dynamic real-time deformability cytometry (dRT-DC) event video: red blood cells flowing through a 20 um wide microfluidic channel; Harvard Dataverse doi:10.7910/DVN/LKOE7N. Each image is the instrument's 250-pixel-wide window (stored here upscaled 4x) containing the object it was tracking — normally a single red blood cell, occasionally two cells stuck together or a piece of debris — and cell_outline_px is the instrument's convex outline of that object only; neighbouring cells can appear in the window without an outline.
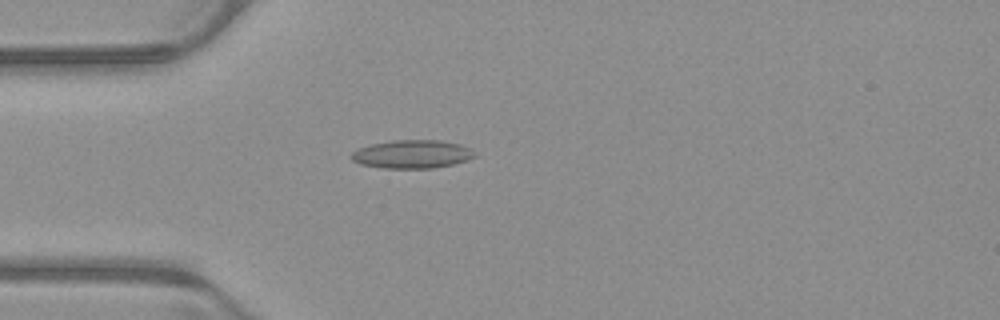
{"species": "common noctule bat (a hibernating species)", "species_latin": "Nyctalus noctula", "temperature_condition": "warm", "stored_images_in_passage": 52, "camera_frame_rate_fps": 3000, "um_per_image_px": 0.085, "animal": {"sex": "male", "body_mass_g": 23.1, "forearm_length_mm": 52.7}, "frame": {"image": 1, "passage_image": 14, "time_ms": 4.333, "image_size_px": [1000, 320], "cell_outline_px": [[476, 156], [468, 160], [452, 164], [432, 168], [380, 168], [360, 164], [352, 160], [352, 152], [360, 148], [372, 144], [392, 140], [440, 140], [460, 144], [472, 148], [476, 152]], "centroid_in_image_um": [35.07, 13.1], "position_along_channel_um": 49.9, "area_um2": 20.4}}
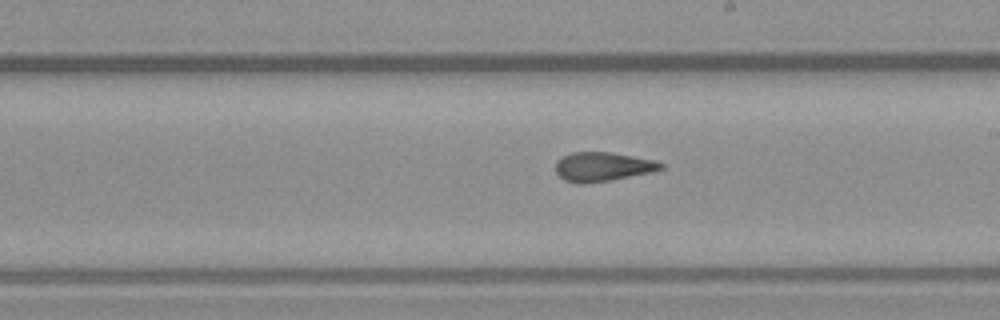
{"frame": {"image": 2, "passage_image": 29, "time_ms": 9.333, "image_size_px": [1000, 320], "cell_outline_px": [[664, 168], [652, 172], [612, 180], [584, 184], [576, 184], [564, 180], [556, 172], [556, 160], [572, 152], [608, 152], [656, 160], [664, 164]], "centroid_in_image_um": [51.23, 14.18], "position_along_channel_um": 237.8, "area_um2": 17.98}}
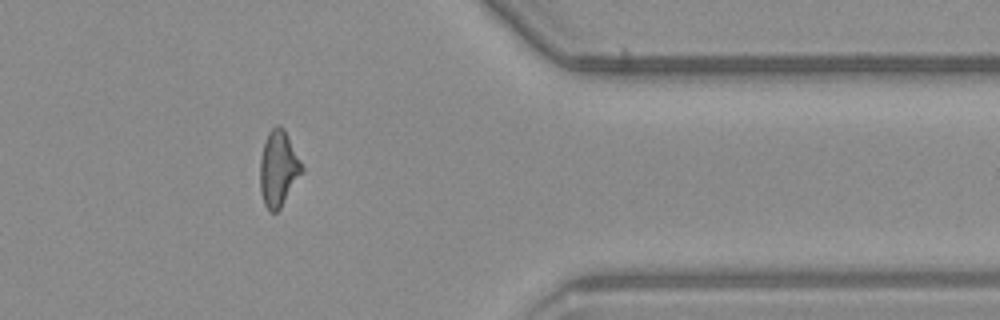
{"frame": {"image": 3, "passage_image": 42, "time_ms": 13.667, "image_size_px": [1000, 320], "cell_outline_px": [[304, 172], [280, 208], [276, 212], [268, 212], [264, 204], [260, 192], [260, 160], [264, 144], [268, 132], [276, 124], [280, 124], [284, 128], [304, 168]], "centroid_in_image_um": [23.67, 14.34], "position_along_channel_um": 387.7, "area_um2": 18.61}, "authors_computed_cell_mechanics": {"area_um2": 18.6116, "velocity_mm_per_s": 3.9368, "shape_relaxation_time_tau1_ms": null, "shape_relaxation_time_tau2_ms": 1.9002, "deformation_change_tau1": null, "deformation_change_tau2": 0.0927}}